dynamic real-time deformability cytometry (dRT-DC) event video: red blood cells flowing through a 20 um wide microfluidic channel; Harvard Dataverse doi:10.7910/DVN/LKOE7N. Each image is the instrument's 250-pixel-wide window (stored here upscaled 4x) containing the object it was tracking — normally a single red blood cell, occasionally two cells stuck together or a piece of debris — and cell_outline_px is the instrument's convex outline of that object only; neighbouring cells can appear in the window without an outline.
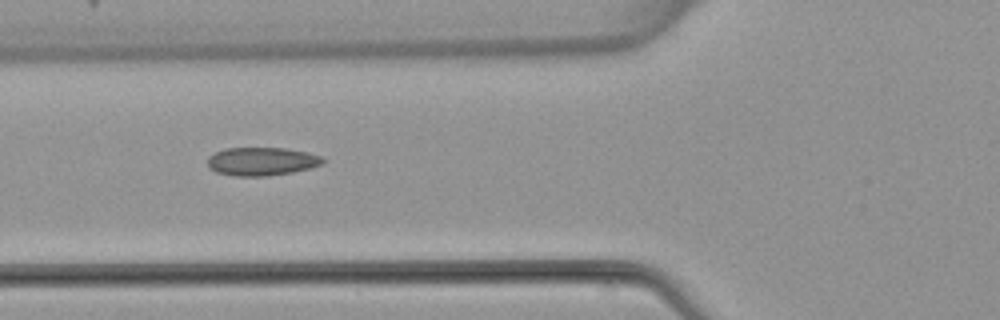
{"species": "common noctule bat (a hibernating species)", "species_latin": "Nyctalus noctula", "temperature_condition": "warm", "stored_images_in_passage": 5, "camera_frame_rate_fps": 3000, "um_per_image_px": 0.085, "animal": {"sex": "female", "body_mass_g": 22.7, "forearm_length_mm": 54.2}, "frame": {"image": 1, "passage_image": 3, "time_ms": 2.667, "image_size_px": [1000, 320], "cell_outline_px": [[324, 164], [292, 172], [264, 176], [236, 176], [216, 172], [208, 168], [208, 156], [224, 148], [284, 148], [308, 152], [320, 156], [324, 160]], "centroid_in_image_um": [22.22, 13.71], "position_along_channel_um": 103.6, "area_um2": 18.96}}
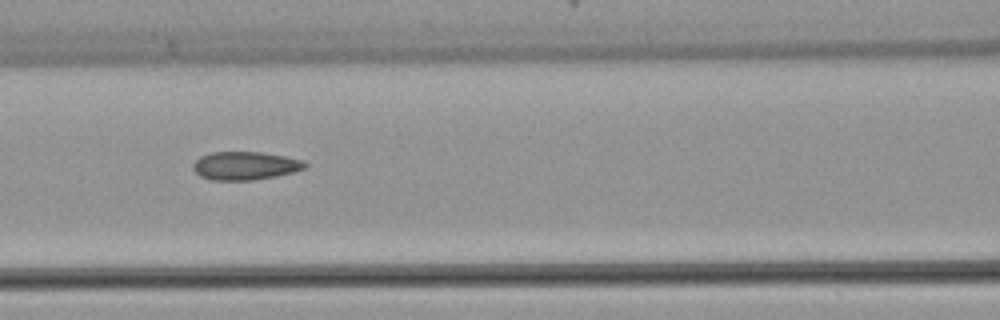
{"frame": {"image": 2, "passage_image": 4, "time_ms": 3.667, "image_size_px": [1000, 320], "cell_outline_px": [[308, 164], [304, 168], [292, 172], [276, 176], [252, 180], [212, 180], [200, 176], [192, 168], [192, 164], [200, 156], [212, 152], [260, 152], [284, 156], [304, 160]], "centroid_in_image_um": [20.82, 14.08], "position_along_channel_um": 145.8, "area_um2": 18.38}}
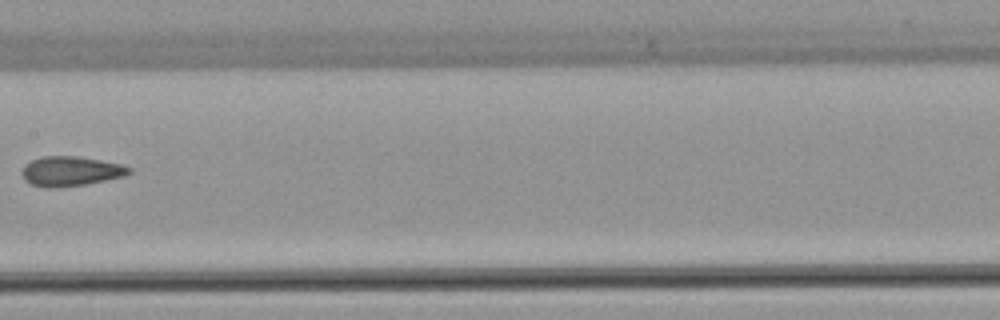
{"frame": {"image": 3, "passage_image": 5, "time_ms": 5.0, "image_size_px": [1000, 320], "cell_outline_px": [[132, 172], [124, 176], [84, 184], [52, 188], [44, 188], [32, 184], [24, 180], [20, 172], [24, 164], [32, 160], [44, 156], [80, 156], [120, 164], [132, 168]], "centroid_in_image_um": [5.97, 14.55], "position_along_channel_um": 201.4, "area_um2": 18.55}}